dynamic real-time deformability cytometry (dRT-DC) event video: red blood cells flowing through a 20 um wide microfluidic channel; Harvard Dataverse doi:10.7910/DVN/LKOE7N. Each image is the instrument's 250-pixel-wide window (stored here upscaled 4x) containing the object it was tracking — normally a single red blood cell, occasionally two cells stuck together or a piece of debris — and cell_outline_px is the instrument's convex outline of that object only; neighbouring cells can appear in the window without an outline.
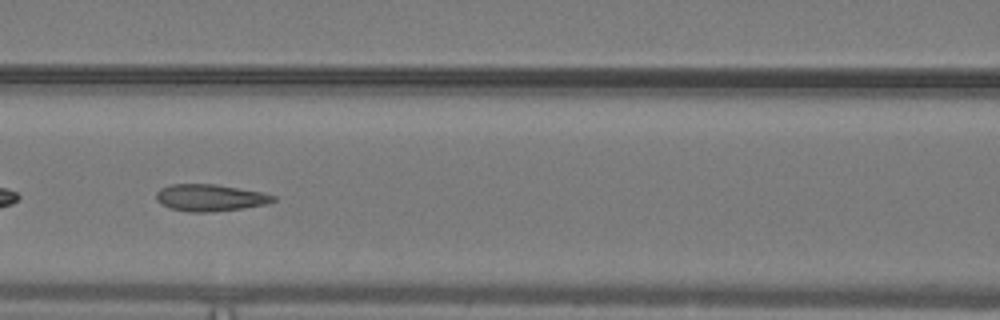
{"species": "common noctule bat (a hibernating species)", "species_latin": "Nyctalus noctula", "temperature_condition": "warm", "stored_images_in_passage": 42, "camera_frame_rate_fps": 3000, "um_per_image_px": 0.085, "animal": {"sex": "male", "body_mass_g": 19.2, "forearm_length_mm": 51.8}, "frame": {"image": 1, "passage_image": 13, "time_ms": 4.0, "image_size_px": [1000, 320], "cell_outline_px": [[276, 200], [264, 204], [244, 208], [212, 212], [188, 212], [168, 208], [156, 200], [156, 192], [160, 188], [168, 184], [216, 184], [264, 192], [276, 196]], "centroid_in_image_um": [17.84, 16.8], "position_along_channel_um": 148.8, "area_um2": 18.55}}
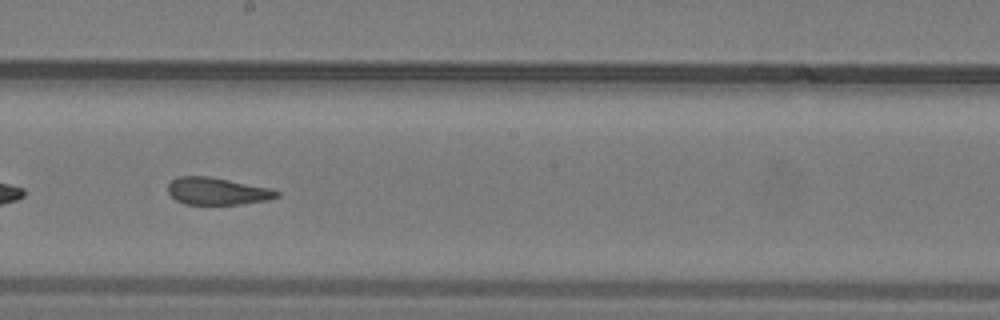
{"frame": {"image": 2, "passage_image": 19, "time_ms": 6.0, "image_size_px": [1000, 320], "cell_outline_px": [[280, 196], [268, 200], [244, 204], [184, 204], [176, 200], [168, 192], [168, 184], [176, 176], [208, 176], [268, 188], [280, 192]], "centroid_in_image_um": [18.44, 16.25], "position_along_channel_um": 229.8, "area_um2": 17.17}, "authors_computed_cell_mechanics": {"area_um2": 18.5538, "velocity_mm_per_s": 4.073, "shape_relaxation_time_tau1_ms": null, "shape_relaxation_time_tau2_ms": 2.4262, "deformation_change_tau1": null, "deformation_change_tau2": 0.0818}}